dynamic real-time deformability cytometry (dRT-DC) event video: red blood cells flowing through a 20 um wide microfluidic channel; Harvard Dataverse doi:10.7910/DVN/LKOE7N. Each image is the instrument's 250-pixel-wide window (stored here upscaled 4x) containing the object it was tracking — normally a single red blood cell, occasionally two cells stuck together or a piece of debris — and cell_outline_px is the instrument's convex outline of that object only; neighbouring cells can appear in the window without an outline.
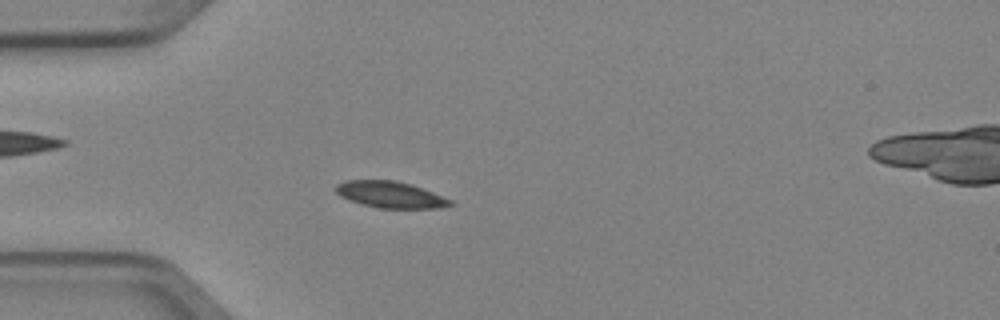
{"species": "Egyptian fruit bat (a non-hibernating species)", "species_latin": "Rousettus aegyptiacus", "temperature_condition": "cold", "stored_images_in_passage": 5, "camera_frame_rate_fps": 3000, "um_per_image_px": 0.085, "animal": {"sex": "female"}, "frame": {"image": 1, "passage_image": 5, "time_ms": 1.333, "image_size_px": [1000, 320], "cell_outline_px": [[456, 204], [440, 208], [380, 208], [364, 204], [340, 196], [336, 192], [336, 184], [344, 180], [396, 180], [432, 192], [452, 200]], "centroid_in_image_um": [33.19, 16.54], "position_along_channel_um": 51.8, "area_um2": 17.4}}